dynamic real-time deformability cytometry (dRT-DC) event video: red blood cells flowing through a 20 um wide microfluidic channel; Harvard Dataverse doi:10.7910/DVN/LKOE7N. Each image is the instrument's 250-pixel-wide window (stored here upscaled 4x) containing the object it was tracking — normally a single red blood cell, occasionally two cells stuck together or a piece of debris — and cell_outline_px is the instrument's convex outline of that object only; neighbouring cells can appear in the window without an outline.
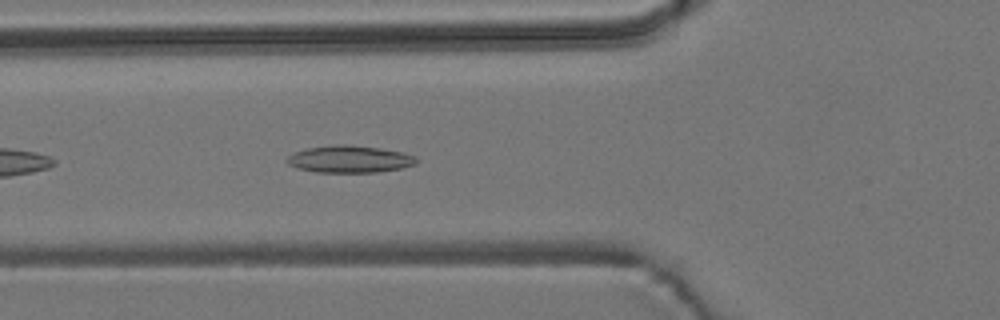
{"species": "common noctule bat (a hibernating species)", "species_latin": "Nyctalus noctula", "temperature_condition": "room temperature", "stored_images_in_passage": 5, "camera_frame_rate_fps": 3000, "um_per_image_px": 0.085, "animal": {"sex": "male", "body_mass_g": 19.2, "forearm_length_mm": 51.8}, "frame": {"image": 1, "passage_image": 5, "time_ms": 4.667, "image_size_px": [1000, 320], "cell_outline_px": [[420, 160], [416, 164], [400, 168], [376, 172], [316, 172], [296, 168], [288, 164], [284, 160], [288, 156], [304, 148], [336, 144], [348, 144], [380, 148], [404, 152], [416, 156]], "centroid_in_image_um": [29.72, 13.52], "position_along_channel_um": 96.1, "area_um2": 20.69}}